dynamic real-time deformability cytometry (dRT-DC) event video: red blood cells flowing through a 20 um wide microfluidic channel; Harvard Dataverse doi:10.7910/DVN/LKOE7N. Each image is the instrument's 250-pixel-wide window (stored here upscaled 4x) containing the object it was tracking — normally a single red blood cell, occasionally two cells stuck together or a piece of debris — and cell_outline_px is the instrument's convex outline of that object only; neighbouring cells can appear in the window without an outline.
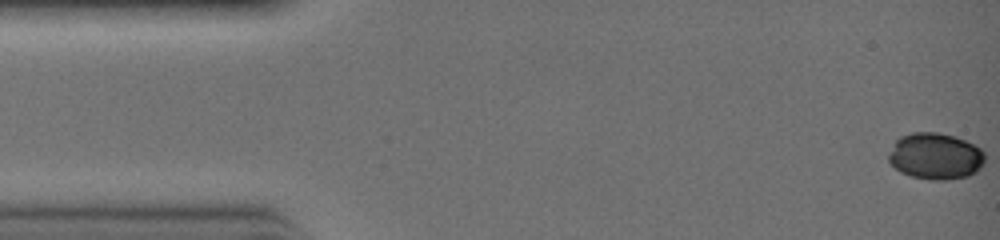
{"species": "common noctule bat (a hibernating species)", "species_latin": "Nyctalus noctula", "temperature_condition": "warm", "stored_images_in_passage": 30, "camera_frame_rate_fps": 3000, "um_per_image_px": 0.085, "animal": {"sex": "female", "body_mass_g": 19.0, "forearm_length_mm": 51.5}, "frame": {"image": 1, "passage_image": 1, "time_ms": 0.0, "image_size_px": [1000, 240], "cell_outline_px": [[984, 160], [980, 168], [976, 172], [968, 176], [944, 180], [932, 180], [912, 176], [900, 172], [888, 160], [888, 156], [896, 140], [900, 136], [912, 132], [936, 132], [956, 136], [980, 148], [984, 152]], "centroid_in_image_um": [79.51, 13.27], "position_along_channel_um": 5.5, "area_um2": 26.01}}
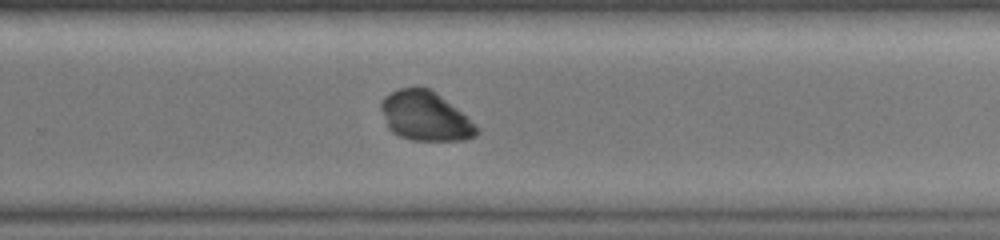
{"frame": {"image": 2, "passage_image": 21, "time_ms": 6.667, "image_size_px": [1000, 240], "cell_outline_px": [[480, 132], [476, 136], [464, 140], [412, 140], [400, 136], [392, 132], [388, 128], [380, 108], [380, 100], [384, 96], [400, 88], [428, 88], [440, 96], [456, 108], [476, 124], [480, 128]], "centroid_in_image_um": [36.14, 9.89], "position_along_channel_um": 293.7, "area_um2": 27.28}}
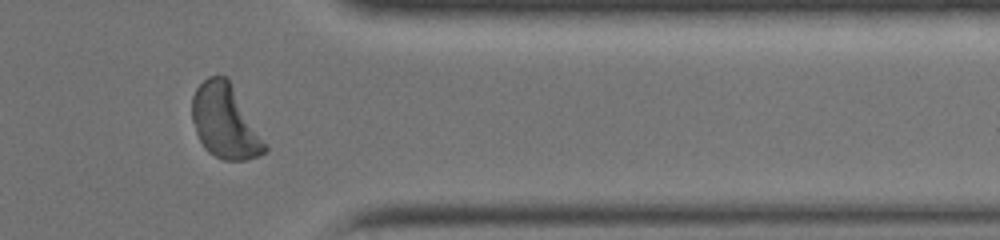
{"frame": {"image": 3, "passage_image": 26, "time_ms": 8.333, "image_size_px": [1000, 240], "cell_outline_px": [[268, 152], [260, 156], [244, 160], [224, 160], [208, 152], [204, 148], [196, 132], [192, 120], [192, 96], [196, 88], [208, 76], [228, 76], [268, 144]], "centroid_in_image_um": [19.17, 10.33], "position_along_channel_um": 392.2, "area_um2": 31.85}}